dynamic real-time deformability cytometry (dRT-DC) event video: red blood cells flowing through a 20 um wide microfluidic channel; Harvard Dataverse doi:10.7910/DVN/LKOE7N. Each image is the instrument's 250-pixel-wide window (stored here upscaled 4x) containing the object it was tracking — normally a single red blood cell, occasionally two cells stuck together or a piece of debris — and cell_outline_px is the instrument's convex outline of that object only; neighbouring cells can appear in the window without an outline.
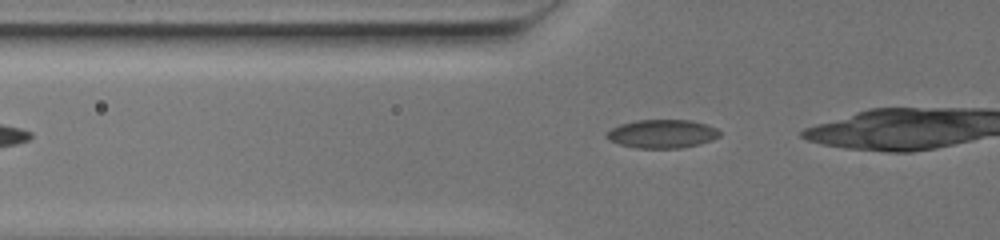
{"species": "common noctule bat (a hibernating species)", "species_latin": "Nyctalus noctula", "temperature_condition": "warm", "stored_images_in_passage": 39, "camera_frame_rate_fps": 3000, "um_per_image_px": 0.085, "animal": {"sex": "female", "body_mass_g": 19.5, "forearm_length_mm": 54.1}, "frame": {"image": 1, "passage_image": 2, "time_ms": 0.333, "image_size_px": [1000, 240], "cell_outline_px": [[720, 136], [712, 140], [700, 144], [680, 148], [636, 148], [620, 144], [608, 140], [604, 136], [604, 132], [620, 124], [636, 120], [692, 120], [708, 124], [716, 128], [720, 132]], "centroid_in_image_um": [56.27, 11.37], "position_along_channel_um": 69.5, "area_um2": 19.02}}
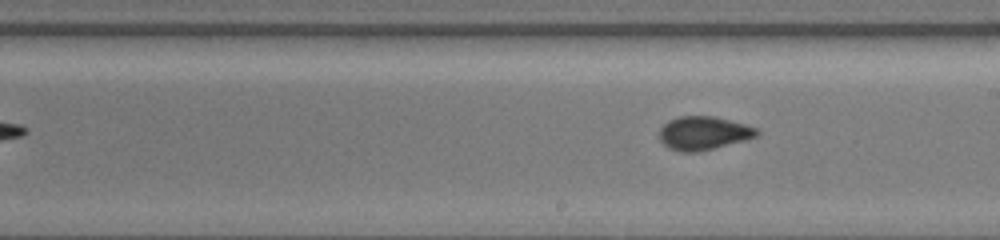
{"frame": {"image": 2, "passage_image": 19, "time_ms": 6.0, "image_size_px": [1000, 240], "cell_outline_px": [[760, 132], [756, 136], [744, 140], [696, 152], [680, 152], [668, 148], [660, 140], [660, 128], [668, 120], [680, 116], [712, 116], [744, 124], [756, 128]], "centroid_in_image_um": [59.76, 11.31], "position_along_channel_um": 229.2, "area_um2": 18.73}}
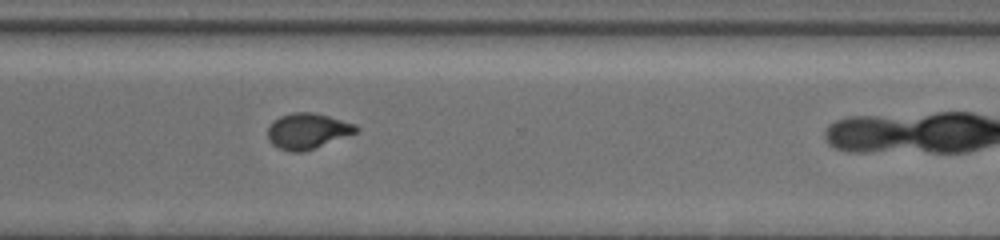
{"frame": {"image": 3, "passage_image": 31, "time_ms": 10.0, "image_size_px": [1000, 240], "cell_outline_px": [[360, 128], [356, 132], [304, 152], [292, 152], [280, 148], [272, 144], [268, 140], [268, 128], [272, 120], [280, 116], [292, 112], [312, 112], [328, 116], [356, 124]], "centroid_in_image_um": [26.11, 11.12], "position_along_channel_um": 344.5, "area_um2": 18.26}}